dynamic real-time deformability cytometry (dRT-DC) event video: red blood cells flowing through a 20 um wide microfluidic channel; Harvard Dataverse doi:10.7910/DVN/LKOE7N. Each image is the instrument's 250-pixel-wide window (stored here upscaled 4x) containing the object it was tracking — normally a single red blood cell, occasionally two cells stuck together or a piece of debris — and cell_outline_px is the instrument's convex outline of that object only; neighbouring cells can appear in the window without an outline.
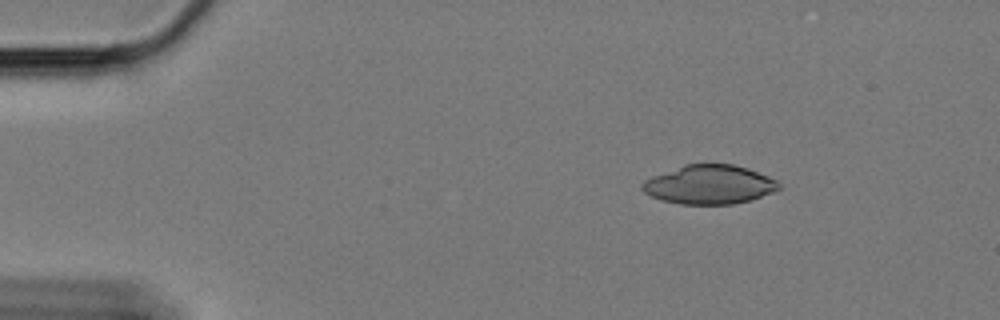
{"species": "Egyptian fruit bat (a non-hibernating species)", "species_latin": "Rousettus aegyptiacus", "temperature_condition": "cold", "stored_images_in_passage": 53, "camera_frame_rate_fps": 3000, "um_per_image_px": 0.085, "animal": {"sex": "female"}, "frame": {"image": 1, "passage_image": 1, "time_ms": 0.0, "image_size_px": [1000, 320], "cell_outline_px": [[780, 188], [772, 192], [752, 200], [732, 204], [680, 204], [660, 200], [644, 192], [640, 188], [640, 184], [644, 180], [652, 176], [684, 164], [732, 164], [748, 168], [780, 180]], "centroid_in_image_um": [60.3, 15.69], "position_along_channel_um": 24.7, "area_um2": 31.33}}
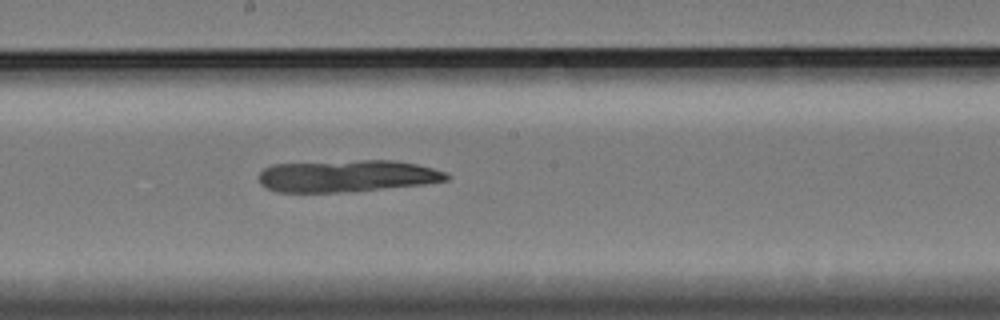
{"frame": {"image": 2, "passage_image": 25, "time_ms": 8.0, "image_size_px": [1000, 320], "cell_outline_px": [[448, 180], [424, 184], [340, 192], [276, 192], [264, 188], [260, 184], [260, 172], [264, 168], [272, 164], [360, 160], [396, 160], [416, 164], [432, 168], [444, 172], [448, 176]], "centroid_in_image_um": [29.44, 14.95], "position_along_channel_um": 218.8, "area_um2": 34.8}}
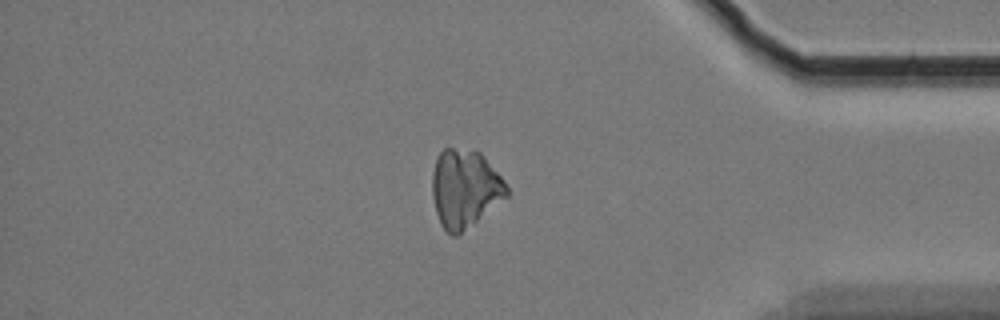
{"frame": {"image": 3, "passage_image": 43, "time_ms": 14.0, "image_size_px": [1000, 320], "cell_outline_px": [[508, 196], [456, 236], [452, 236], [440, 224], [436, 212], [432, 196], [432, 172], [436, 160], [440, 152], [444, 148], [452, 148], [480, 152], [504, 180], [508, 188]], "centroid_in_image_um": [39.49, 16.02], "position_along_channel_um": 395.7, "area_um2": 33.47}}